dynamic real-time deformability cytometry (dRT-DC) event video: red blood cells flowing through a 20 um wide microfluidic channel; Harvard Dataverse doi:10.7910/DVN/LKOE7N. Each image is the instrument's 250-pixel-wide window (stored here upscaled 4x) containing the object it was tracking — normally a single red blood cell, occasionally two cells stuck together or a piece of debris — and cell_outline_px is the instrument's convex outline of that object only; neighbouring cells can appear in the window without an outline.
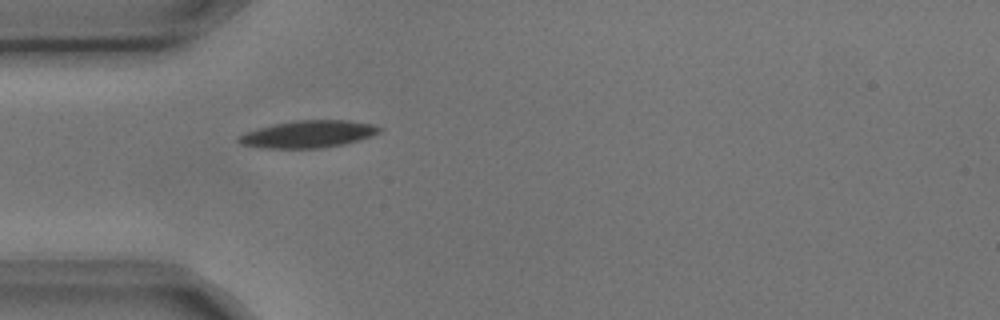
{"species": "common noctule bat (a hibernating species)", "species_latin": "Nyctalus noctula", "temperature_condition": "cold", "stored_images_in_passage": 2, "camera_frame_rate_fps": 3000, "um_per_image_px": 0.085, "animal": {"sex": "male", "body_mass_g": 17.9, "forearm_length_mm": 54.2}, "frame": {"image": 1, "passage_image": 2, "time_ms": 0.333, "image_size_px": [1000, 320], "cell_outline_px": [[384, 128], [380, 132], [372, 136], [360, 140], [344, 144], [324, 148], [260, 148], [240, 144], [236, 140], [236, 136], [244, 132], [256, 128], [296, 120], [348, 120], [372, 124]], "centroid_in_image_um": [26.18, 11.4], "position_along_channel_um": 58.8, "area_um2": 22.6}}